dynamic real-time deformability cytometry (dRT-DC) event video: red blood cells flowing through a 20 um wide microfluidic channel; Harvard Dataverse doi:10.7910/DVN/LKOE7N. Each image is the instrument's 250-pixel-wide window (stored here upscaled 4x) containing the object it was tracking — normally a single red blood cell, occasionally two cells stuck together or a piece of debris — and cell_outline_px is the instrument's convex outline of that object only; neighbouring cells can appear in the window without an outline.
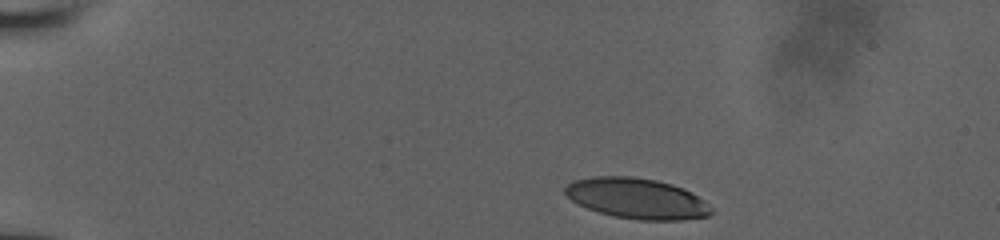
{"species": "human", "species_latin": "Homo sapiens", "temperature_condition": "room temperature", "stored_images_in_passage": 31, "camera_frame_rate_fps": 3000, "um_per_image_px": 0.085, "donor": {"sex": "male"}, "frame": {"image": 1, "passage_image": 1, "time_ms": 0.0, "image_size_px": [1000, 240], "cell_outline_px": [[712, 212], [708, 216], [680, 220], [636, 220], [616, 216], [600, 212], [588, 208], [572, 200], [564, 192], [564, 188], [568, 184], [576, 180], [592, 176], [632, 176], [656, 180], [672, 184], [684, 188], [692, 192], [704, 200], [712, 208]], "centroid_in_image_um": [54.17, 16.86], "position_along_channel_um": 30.8, "area_um2": 34.45}}
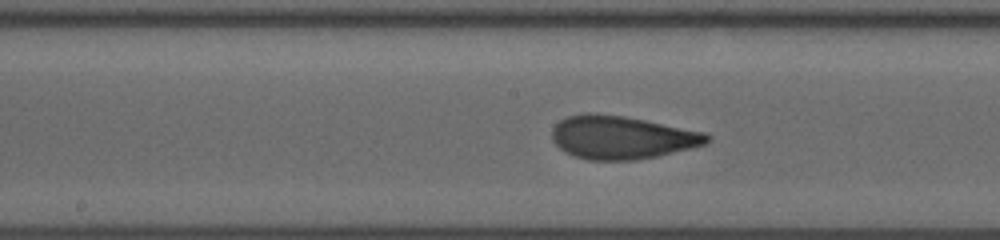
{"frame": {"image": 2, "passage_image": 18, "time_ms": 6.333, "image_size_px": [1000, 240], "cell_outline_px": [[712, 140], [704, 144], [692, 148], [656, 156], [636, 160], [588, 160], [572, 156], [564, 152], [552, 140], [552, 128], [560, 120], [568, 116], [584, 112], [588, 112], [624, 116], [704, 132], [712, 136]], "centroid_in_image_um": [52.82, 11.68], "position_along_channel_um": 195.4, "area_um2": 39.07}}
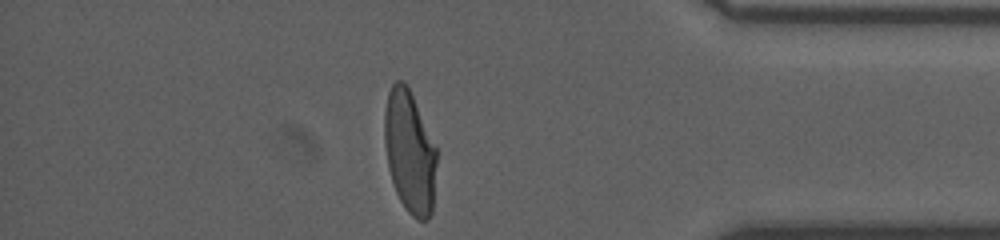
{"frame": {"image": 3, "passage_image": 31, "time_ms": 12.0, "image_size_px": [1000, 240], "cell_outline_px": [[436, 164], [432, 212], [428, 220], [420, 220], [412, 216], [408, 212], [400, 200], [396, 192], [388, 168], [384, 144], [384, 112], [388, 92], [392, 84], [396, 80], [404, 80], [412, 96], [436, 148]], "centroid_in_image_um": [34.8, 12.92], "position_along_channel_um": 400.4, "area_um2": 36.93}}